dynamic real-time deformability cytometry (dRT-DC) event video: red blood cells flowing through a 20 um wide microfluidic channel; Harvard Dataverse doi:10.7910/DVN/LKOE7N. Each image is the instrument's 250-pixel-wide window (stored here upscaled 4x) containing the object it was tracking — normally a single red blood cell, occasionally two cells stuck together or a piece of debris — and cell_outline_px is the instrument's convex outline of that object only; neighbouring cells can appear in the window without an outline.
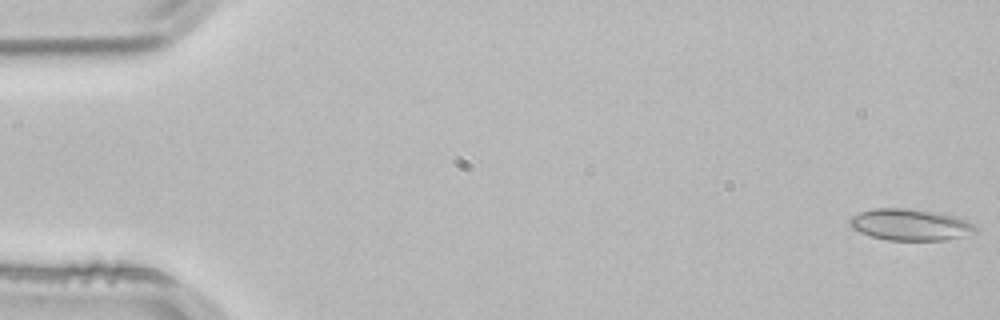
{"species": "common noctule bat (a hibernating species)", "species_latin": "Nyctalus noctula", "temperature_condition": "room temperature", "stored_images_in_passage": 53, "camera_frame_rate_fps": 3000, "um_per_image_px": 0.085, "animal": {"sex": "male", "body_mass_g": 21.5, "forearm_length_mm": 52.0}, "frame": {"image": 1, "passage_image": 1, "time_ms": 0.0, "image_size_px": [1000, 320], "cell_outline_px": [[976, 232], [944, 240], [888, 240], [872, 236], [860, 232], [852, 228], [848, 224], [848, 220], [852, 216], [860, 212], [872, 208], [904, 208], [940, 212], [956, 216], [972, 224], [976, 228]], "centroid_in_image_um": [77.32, 19.08], "position_along_channel_um": 7.7, "area_um2": 23.0}}
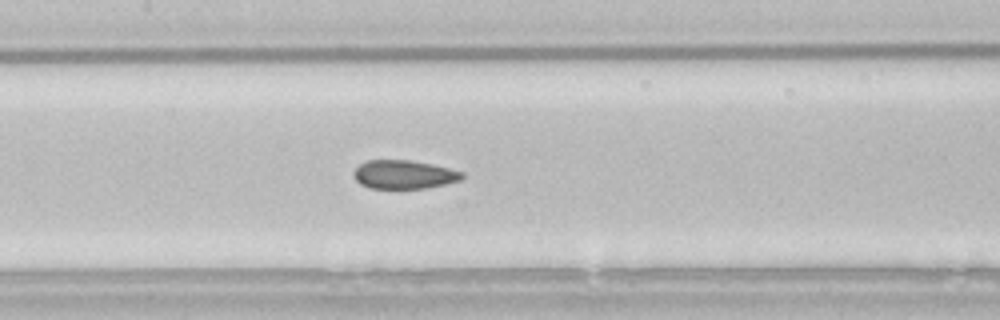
{"frame": {"image": 2, "passage_image": 25, "time_ms": 8.0, "image_size_px": [1000, 320], "cell_outline_px": [[464, 176], [460, 180], [444, 184], [424, 188], [368, 188], [360, 184], [352, 176], [352, 172], [360, 164], [368, 160], [412, 160], [432, 164], [464, 172]], "centroid_in_image_um": [34.3, 14.83], "position_along_channel_um": 173.1, "area_um2": 18.09}}
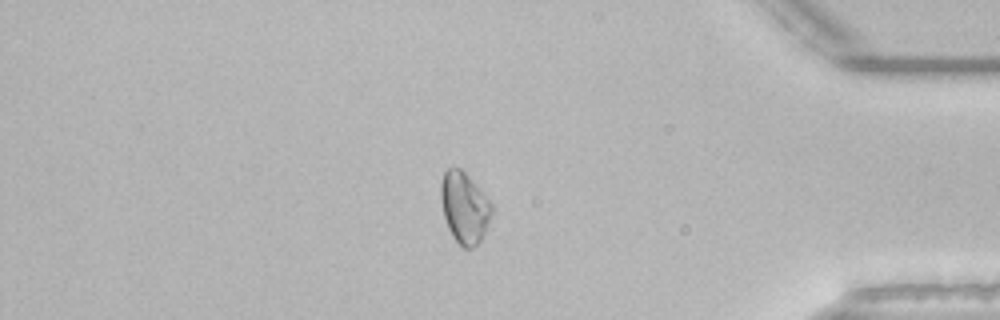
{"frame": {"image": 3, "passage_image": 45, "time_ms": 14.667, "image_size_px": [1000, 320], "cell_outline_px": [[492, 212], [488, 224], [480, 240], [472, 248], [464, 248], [452, 236], [448, 228], [444, 216], [440, 200], [440, 184], [444, 172], [448, 168], [460, 168], [476, 184], [492, 204]], "centroid_in_image_um": [39.45, 17.63], "position_along_channel_um": 395.7, "area_um2": 20.87}, "authors_computed_cell_mechanics": {"area_um2": 19.652, "velocity_mm_per_s": 3.8358, "shape_relaxation_time_tau1_ms": null, "shape_relaxation_time_tau2_ms": 2.0503, "deformation_change_tau1": null, "deformation_change_tau2": 0.0523}}